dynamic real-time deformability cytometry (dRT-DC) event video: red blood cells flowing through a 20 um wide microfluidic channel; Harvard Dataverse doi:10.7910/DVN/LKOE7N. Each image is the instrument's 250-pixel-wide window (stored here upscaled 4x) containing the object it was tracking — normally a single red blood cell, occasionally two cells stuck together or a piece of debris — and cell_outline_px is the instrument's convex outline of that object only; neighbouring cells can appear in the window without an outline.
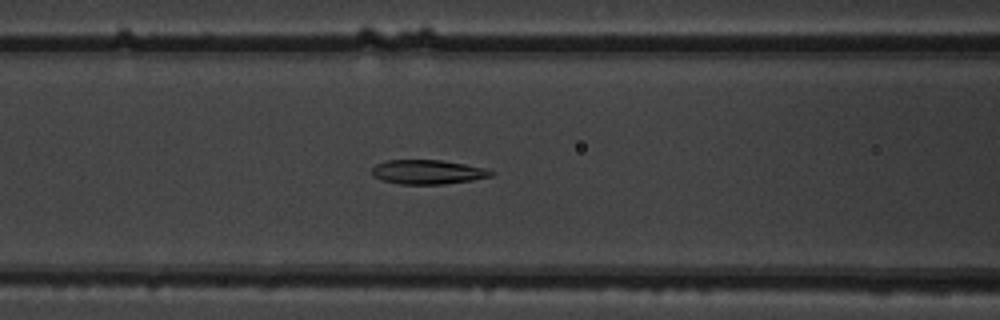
{"species": "common noctule bat (a hibernating species)", "species_latin": "Nyctalus noctula", "temperature_condition": "warm", "stored_images_in_passage": 37, "camera_frame_rate_fps": 3000, "um_per_image_px": 0.085, "animal": {"sex": "male", "body_mass_g": 19.5, "forearm_length_mm": 54.6}, "frame": {"image": 1, "passage_image": 7, "time_ms": 2.0, "image_size_px": [1000, 320], "cell_outline_px": [[496, 172], [492, 176], [472, 180], [444, 184], [400, 184], [384, 180], [372, 176], [372, 168], [376, 164], [388, 160], [440, 160], [464, 164], [484, 168]], "centroid_in_image_um": [36.36, 14.62], "position_along_channel_um": 130.2, "area_um2": 16.76}}
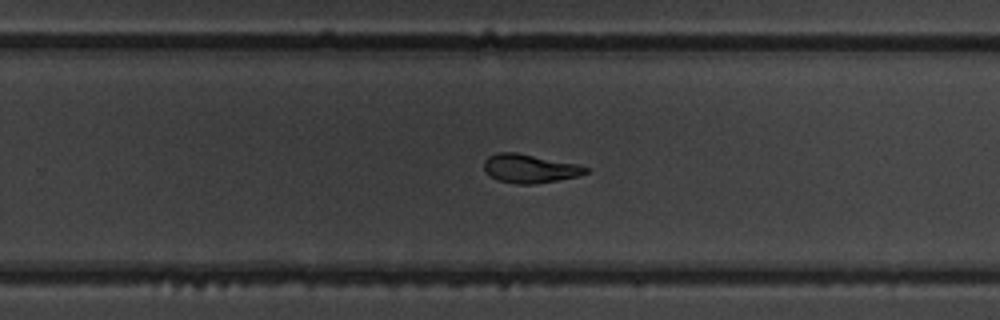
{"frame": {"image": 2, "passage_image": 19, "time_ms": 6.0, "image_size_px": [1000, 320], "cell_outline_px": [[588, 172], [580, 176], [536, 184], [516, 184], [496, 180], [484, 172], [484, 160], [488, 156], [496, 152], [516, 152], [576, 164], [588, 168]], "centroid_in_image_um": [44.98, 14.33], "position_along_channel_um": 284.8, "area_um2": 17.11}}
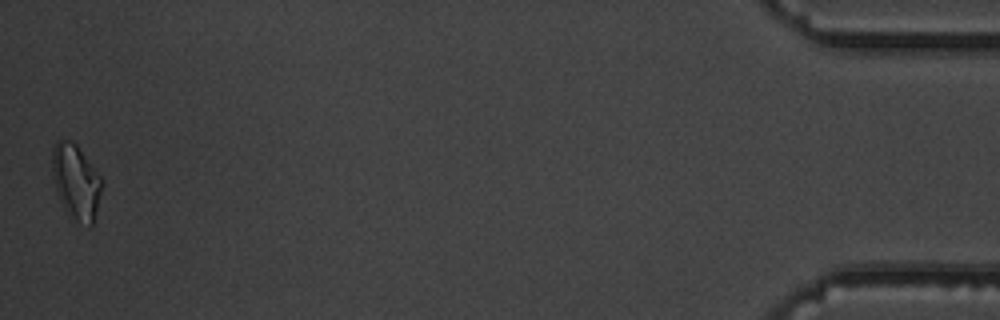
{"frame": {"image": 3, "passage_image": 37, "time_ms": 12.0, "image_size_px": [1000, 320], "cell_outline_px": [[100, 192], [92, 228], [88, 228], [68, 216], [56, 192], [52, 176], [52, 148], [56, 140], [68, 140], [76, 144], [92, 164], [100, 176]], "centroid_in_image_um": [6.42, 15.47], "position_along_channel_um": 428.8, "area_um2": 21.68}, "authors_computed_cell_mechanics": {"area_um2": 17.34, "velocity_mm_per_s": 3.8739, "shape_relaxation_time_tau1_ms": null, "shape_relaxation_time_tau2_ms": 2.1104, "deformation_change_tau1": null, "deformation_change_tau2": 0.087}}